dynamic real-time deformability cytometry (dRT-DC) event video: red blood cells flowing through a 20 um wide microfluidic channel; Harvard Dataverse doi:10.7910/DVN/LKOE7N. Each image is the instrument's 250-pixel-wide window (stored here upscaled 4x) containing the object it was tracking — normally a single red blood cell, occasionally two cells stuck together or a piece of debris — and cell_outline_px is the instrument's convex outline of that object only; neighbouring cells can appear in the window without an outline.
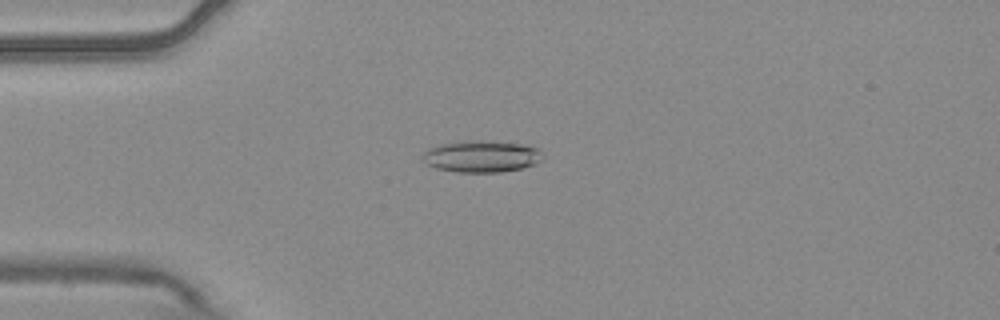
{"species": "common noctule bat (a hibernating species)", "species_latin": "Nyctalus noctula", "temperature_condition": "warm", "stored_images_in_passage": 2, "camera_frame_rate_fps": 3000, "um_per_image_px": 0.085, "animal": {"sex": "male", "body_mass_g": 20.4}, "frame": {"image": 1, "passage_image": 1, "time_ms": 0.0, "image_size_px": [1000, 320], "cell_outline_px": [[544, 156], [536, 164], [524, 168], [500, 172], [456, 172], [436, 168], [428, 164], [424, 160], [424, 152], [428, 148], [440, 144], [460, 140], [480, 140], [520, 144], [536, 148]], "centroid_in_image_um": [40.92, 13.29], "position_along_channel_um": 44.1, "area_um2": 22.2}}